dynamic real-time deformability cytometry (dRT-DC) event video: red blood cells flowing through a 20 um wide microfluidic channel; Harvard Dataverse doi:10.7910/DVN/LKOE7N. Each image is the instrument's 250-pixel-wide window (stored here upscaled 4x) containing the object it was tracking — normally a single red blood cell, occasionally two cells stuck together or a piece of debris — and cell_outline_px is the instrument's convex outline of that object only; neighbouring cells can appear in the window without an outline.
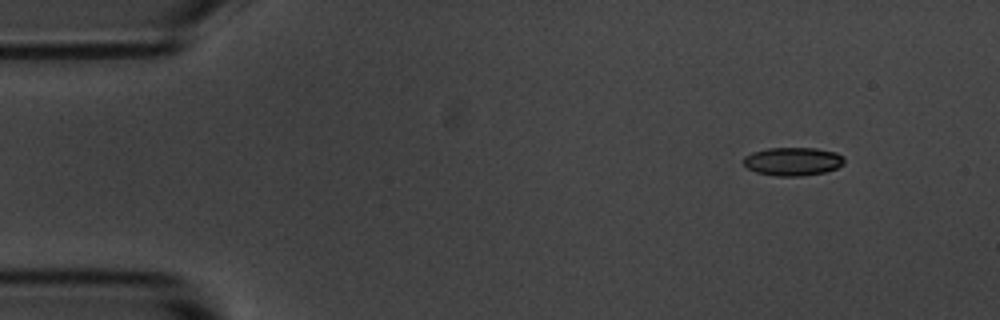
{"species": "common noctule bat (a hibernating species)", "species_latin": "Nyctalus noctula", "temperature_condition": "room temperature", "stored_images_in_passage": 2, "camera_frame_rate_fps": 3000, "um_per_image_px": 0.085, "animal": {"sex": "male", "body_mass_g": 20.1, "forearm_length_mm": 53.5}, "frame": {"image": 1, "passage_image": 2, "time_ms": 2.0, "image_size_px": [1000, 320], "cell_outline_px": [[844, 164], [836, 168], [824, 172], [800, 176], [776, 176], [756, 172], [748, 168], [744, 164], [744, 156], [752, 152], [768, 148], [816, 148], [836, 152], [844, 156]], "centroid_in_image_um": [67.4, 13.71], "position_along_channel_um": 17.6, "area_um2": 16.65}}